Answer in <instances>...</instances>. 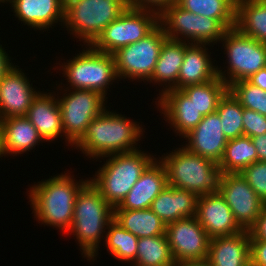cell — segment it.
<instances>
[{
  "label": "cell",
  "mask_w": 266,
  "mask_h": 266,
  "mask_svg": "<svg viewBox=\"0 0 266 266\" xmlns=\"http://www.w3.org/2000/svg\"><path fill=\"white\" fill-rule=\"evenodd\" d=\"M57 173L43 181L35 182L27 190L31 214L41 225L55 227L66 235L71 228L74 204L79 191L90 181L75 179L72 171Z\"/></svg>",
  "instance_id": "cell-1"
},
{
  "label": "cell",
  "mask_w": 266,
  "mask_h": 266,
  "mask_svg": "<svg viewBox=\"0 0 266 266\" xmlns=\"http://www.w3.org/2000/svg\"><path fill=\"white\" fill-rule=\"evenodd\" d=\"M108 108L109 106L90 122L85 135L73 147L92 161L138 150L141 138L144 139L146 128L142 122L140 125V122L131 117L112 112Z\"/></svg>",
  "instance_id": "cell-2"
},
{
  "label": "cell",
  "mask_w": 266,
  "mask_h": 266,
  "mask_svg": "<svg viewBox=\"0 0 266 266\" xmlns=\"http://www.w3.org/2000/svg\"><path fill=\"white\" fill-rule=\"evenodd\" d=\"M114 219V207L89 181L78 193L74 204L72 224L66 235L76 237V244L83 258L89 262L97 260L107 226Z\"/></svg>",
  "instance_id": "cell-3"
},
{
  "label": "cell",
  "mask_w": 266,
  "mask_h": 266,
  "mask_svg": "<svg viewBox=\"0 0 266 266\" xmlns=\"http://www.w3.org/2000/svg\"><path fill=\"white\" fill-rule=\"evenodd\" d=\"M156 158V155L140 148L131 152L103 157L99 160L106 159V161L90 178V182L109 204L113 207L118 206Z\"/></svg>",
  "instance_id": "cell-4"
},
{
  "label": "cell",
  "mask_w": 266,
  "mask_h": 266,
  "mask_svg": "<svg viewBox=\"0 0 266 266\" xmlns=\"http://www.w3.org/2000/svg\"><path fill=\"white\" fill-rule=\"evenodd\" d=\"M84 46L81 52L75 53L64 64L58 62L56 64L59 66L52 67L55 68L54 71H61L67 80L66 88L62 82L58 86L64 89L95 90L108 98L106 95L110 94L107 92L109 85L111 87L114 83L119 84L113 54L95 50L91 45Z\"/></svg>",
  "instance_id": "cell-5"
},
{
  "label": "cell",
  "mask_w": 266,
  "mask_h": 266,
  "mask_svg": "<svg viewBox=\"0 0 266 266\" xmlns=\"http://www.w3.org/2000/svg\"><path fill=\"white\" fill-rule=\"evenodd\" d=\"M179 146L161 157L158 155L166 167L168 185L193 192L197 197L215 193L220 176L219 165Z\"/></svg>",
  "instance_id": "cell-6"
},
{
  "label": "cell",
  "mask_w": 266,
  "mask_h": 266,
  "mask_svg": "<svg viewBox=\"0 0 266 266\" xmlns=\"http://www.w3.org/2000/svg\"><path fill=\"white\" fill-rule=\"evenodd\" d=\"M128 8L125 0H67L63 28L83 45H91Z\"/></svg>",
  "instance_id": "cell-7"
},
{
  "label": "cell",
  "mask_w": 266,
  "mask_h": 266,
  "mask_svg": "<svg viewBox=\"0 0 266 266\" xmlns=\"http://www.w3.org/2000/svg\"><path fill=\"white\" fill-rule=\"evenodd\" d=\"M57 85L56 81L53 89L61 91L57 92L56 97L61 110L65 144L74 147L85 135L90 122L108 107V99L95 90L64 89Z\"/></svg>",
  "instance_id": "cell-8"
},
{
  "label": "cell",
  "mask_w": 266,
  "mask_h": 266,
  "mask_svg": "<svg viewBox=\"0 0 266 266\" xmlns=\"http://www.w3.org/2000/svg\"><path fill=\"white\" fill-rule=\"evenodd\" d=\"M225 50L224 70L217 67V75L227 86L246 80L266 67V44L242 34L236 27L228 29L220 43ZM226 68V69H225Z\"/></svg>",
  "instance_id": "cell-9"
},
{
  "label": "cell",
  "mask_w": 266,
  "mask_h": 266,
  "mask_svg": "<svg viewBox=\"0 0 266 266\" xmlns=\"http://www.w3.org/2000/svg\"><path fill=\"white\" fill-rule=\"evenodd\" d=\"M159 24L170 40L212 46L220 43L227 31L218 20L188 12L176 3L159 16Z\"/></svg>",
  "instance_id": "cell-10"
},
{
  "label": "cell",
  "mask_w": 266,
  "mask_h": 266,
  "mask_svg": "<svg viewBox=\"0 0 266 266\" xmlns=\"http://www.w3.org/2000/svg\"><path fill=\"white\" fill-rule=\"evenodd\" d=\"M168 39L159 24L150 34L138 42L129 44L113 53L116 74L121 81L145 83L155 69L161 47Z\"/></svg>",
  "instance_id": "cell-11"
},
{
  "label": "cell",
  "mask_w": 266,
  "mask_h": 266,
  "mask_svg": "<svg viewBox=\"0 0 266 266\" xmlns=\"http://www.w3.org/2000/svg\"><path fill=\"white\" fill-rule=\"evenodd\" d=\"M158 25V14L128 7L103 29L91 46L100 52L113 54L120 48L146 37Z\"/></svg>",
  "instance_id": "cell-12"
},
{
  "label": "cell",
  "mask_w": 266,
  "mask_h": 266,
  "mask_svg": "<svg viewBox=\"0 0 266 266\" xmlns=\"http://www.w3.org/2000/svg\"><path fill=\"white\" fill-rule=\"evenodd\" d=\"M217 191L243 230H249L254 225L266 205L241 173H220Z\"/></svg>",
  "instance_id": "cell-13"
},
{
  "label": "cell",
  "mask_w": 266,
  "mask_h": 266,
  "mask_svg": "<svg viewBox=\"0 0 266 266\" xmlns=\"http://www.w3.org/2000/svg\"><path fill=\"white\" fill-rule=\"evenodd\" d=\"M166 236L175 263L208 258L211 238L195 216L167 224Z\"/></svg>",
  "instance_id": "cell-14"
},
{
  "label": "cell",
  "mask_w": 266,
  "mask_h": 266,
  "mask_svg": "<svg viewBox=\"0 0 266 266\" xmlns=\"http://www.w3.org/2000/svg\"><path fill=\"white\" fill-rule=\"evenodd\" d=\"M22 70L15 64L0 81V120L26 116L33 99L41 91L30 84L31 79Z\"/></svg>",
  "instance_id": "cell-15"
},
{
  "label": "cell",
  "mask_w": 266,
  "mask_h": 266,
  "mask_svg": "<svg viewBox=\"0 0 266 266\" xmlns=\"http://www.w3.org/2000/svg\"><path fill=\"white\" fill-rule=\"evenodd\" d=\"M183 145L190 153L202 156L217 164L223 158L227 139L222 131L221 120L217 112L208 114L183 137Z\"/></svg>",
  "instance_id": "cell-16"
},
{
  "label": "cell",
  "mask_w": 266,
  "mask_h": 266,
  "mask_svg": "<svg viewBox=\"0 0 266 266\" xmlns=\"http://www.w3.org/2000/svg\"><path fill=\"white\" fill-rule=\"evenodd\" d=\"M155 104L160 115L163 114V119L176 134L175 137L178 135L182 140L204 117L181 89L165 92Z\"/></svg>",
  "instance_id": "cell-17"
},
{
  "label": "cell",
  "mask_w": 266,
  "mask_h": 266,
  "mask_svg": "<svg viewBox=\"0 0 266 266\" xmlns=\"http://www.w3.org/2000/svg\"><path fill=\"white\" fill-rule=\"evenodd\" d=\"M195 217L210 238L234 235L244 231L218 191L197 198Z\"/></svg>",
  "instance_id": "cell-18"
},
{
  "label": "cell",
  "mask_w": 266,
  "mask_h": 266,
  "mask_svg": "<svg viewBox=\"0 0 266 266\" xmlns=\"http://www.w3.org/2000/svg\"><path fill=\"white\" fill-rule=\"evenodd\" d=\"M10 8L14 16L29 28L49 31L56 24L63 28L65 18L64 0H11Z\"/></svg>",
  "instance_id": "cell-19"
},
{
  "label": "cell",
  "mask_w": 266,
  "mask_h": 266,
  "mask_svg": "<svg viewBox=\"0 0 266 266\" xmlns=\"http://www.w3.org/2000/svg\"><path fill=\"white\" fill-rule=\"evenodd\" d=\"M47 91L44 92L43 90L37 94L27 111L26 117L36 127L44 142L53 143L58 138L64 140L65 135L56 92L53 90Z\"/></svg>",
  "instance_id": "cell-20"
},
{
  "label": "cell",
  "mask_w": 266,
  "mask_h": 266,
  "mask_svg": "<svg viewBox=\"0 0 266 266\" xmlns=\"http://www.w3.org/2000/svg\"><path fill=\"white\" fill-rule=\"evenodd\" d=\"M167 185L166 167L157 157L114 209H148L151 207L153 200Z\"/></svg>",
  "instance_id": "cell-21"
},
{
  "label": "cell",
  "mask_w": 266,
  "mask_h": 266,
  "mask_svg": "<svg viewBox=\"0 0 266 266\" xmlns=\"http://www.w3.org/2000/svg\"><path fill=\"white\" fill-rule=\"evenodd\" d=\"M208 46L214 47L208 44L185 42L184 61L180 67L177 89L204 84L218 76V65L217 63L215 65L217 61L210 56L212 52L209 51Z\"/></svg>",
  "instance_id": "cell-22"
},
{
  "label": "cell",
  "mask_w": 266,
  "mask_h": 266,
  "mask_svg": "<svg viewBox=\"0 0 266 266\" xmlns=\"http://www.w3.org/2000/svg\"><path fill=\"white\" fill-rule=\"evenodd\" d=\"M1 146L4 157L28 154L35 146L45 143L36 127L26 116L8 117L0 120Z\"/></svg>",
  "instance_id": "cell-23"
},
{
  "label": "cell",
  "mask_w": 266,
  "mask_h": 266,
  "mask_svg": "<svg viewBox=\"0 0 266 266\" xmlns=\"http://www.w3.org/2000/svg\"><path fill=\"white\" fill-rule=\"evenodd\" d=\"M207 260L211 266H247L250 263L249 231L211 238Z\"/></svg>",
  "instance_id": "cell-24"
},
{
  "label": "cell",
  "mask_w": 266,
  "mask_h": 266,
  "mask_svg": "<svg viewBox=\"0 0 266 266\" xmlns=\"http://www.w3.org/2000/svg\"><path fill=\"white\" fill-rule=\"evenodd\" d=\"M197 198L193 192L167 185L153 200L150 209L167 225L194 217Z\"/></svg>",
  "instance_id": "cell-25"
},
{
  "label": "cell",
  "mask_w": 266,
  "mask_h": 266,
  "mask_svg": "<svg viewBox=\"0 0 266 266\" xmlns=\"http://www.w3.org/2000/svg\"><path fill=\"white\" fill-rule=\"evenodd\" d=\"M185 42L167 39L159 54L155 69L151 78L146 82L149 84L159 85V95L154 100H157L161 95L171 89H177V80L180 67L184 61Z\"/></svg>",
  "instance_id": "cell-26"
},
{
  "label": "cell",
  "mask_w": 266,
  "mask_h": 266,
  "mask_svg": "<svg viewBox=\"0 0 266 266\" xmlns=\"http://www.w3.org/2000/svg\"><path fill=\"white\" fill-rule=\"evenodd\" d=\"M114 219L138 238L166 234V224L150 209H114Z\"/></svg>",
  "instance_id": "cell-27"
},
{
  "label": "cell",
  "mask_w": 266,
  "mask_h": 266,
  "mask_svg": "<svg viewBox=\"0 0 266 266\" xmlns=\"http://www.w3.org/2000/svg\"><path fill=\"white\" fill-rule=\"evenodd\" d=\"M235 27L242 34L266 44V5L261 0H236Z\"/></svg>",
  "instance_id": "cell-28"
},
{
  "label": "cell",
  "mask_w": 266,
  "mask_h": 266,
  "mask_svg": "<svg viewBox=\"0 0 266 266\" xmlns=\"http://www.w3.org/2000/svg\"><path fill=\"white\" fill-rule=\"evenodd\" d=\"M258 161L256 147L248 136L228 140L222 160L220 173H241L246 167Z\"/></svg>",
  "instance_id": "cell-29"
},
{
  "label": "cell",
  "mask_w": 266,
  "mask_h": 266,
  "mask_svg": "<svg viewBox=\"0 0 266 266\" xmlns=\"http://www.w3.org/2000/svg\"><path fill=\"white\" fill-rule=\"evenodd\" d=\"M182 9L214 18L227 30L236 25V0H176Z\"/></svg>",
  "instance_id": "cell-30"
},
{
  "label": "cell",
  "mask_w": 266,
  "mask_h": 266,
  "mask_svg": "<svg viewBox=\"0 0 266 266\" xmlns=\"http://www.w3.org/2000/svg\"><path fill=\"white\" fill-rule=\"evenodd\" d=\"M166 234L139 238L136 260L130 266H174Z\"/></svg>",
  "instance_id": "cell-31"
},
{
  "label": "cell",
  "mask_w": 266,
  "mask_h": 266,
  "mask_svg": "<svg viewBox=\"0 0 266 266\" xmlns=\"http://www.w3.org/2000/svg\"><path fill=\"white\" fill-rule=\"evenodd\" d=\"M139 238L124 229L119 222L113 219L107 226L103 244L107 252L117 261L133 263L136 260L137 244Z\"/></svg>",
  "instance_id": "cell-32"
},
{
  "label": "cell",
  "mask_w": 266,
  "mask_h": 266,
  "mask_svg": "<svg viewBox=\"0 0 266 266\" xmlns=\"http://www.w3.org/2000/svg\"><path fill=\"white\" fill-rule=\"evenodd\" d=\"M194 103L203 116L216 112L220 99L228 91V86L220 78L199 85L181 89Z\"/></svg>",
  "instance_id": "cell-33"
},
{
  "label": "cell",
  "mask_w": 266,
  "mask_h": 266,
  "mask_svg": "<svg viewBox=\"0 0 266 266\" xmlns=\"http://www.w3.org/2000/svg\"><path fill=\"white\" fill-rule=\"evenodd\" d=\"M216 112L227 140L243 136V107L229 90L220 99Z\"/></svg>",
  "instance_id": "cell-34"
},
{
  "label": "cell",
  "mask_w": 266,
  "mask_h": 266,
  "mask_svg": "<svg viewBox=\"0 0 266 266\" xmlns=\"http://www.w3.org/2000/svg\"><path fill=\"white\" fill-rule=\"evenodd\" d=\"M228 90L246 109L254 110L266 116V91L252 85L247 80L234 82L228 86Z\"/></svg>",
  "instance_id": "cell-35"
},
{
  "label": "cell",
  "mask_w": 266,
  "mask_h": 266,
  "mask_svg": "<svg viewBox=\"0 0 266 266\" xmlns=\"http://www.w3.org/2000/svg\"><path fill=\"white\" fill-rule=\"evenodd\" d=\"M241 175L255 193L266 203V161H256L246 167Z\"/></svg>",
  "instance_id": "cell-36"
},
{
  "label": "cell",
  "mask_w": 266,
  "mask_h": 266,
  "mask_svg": "<svg viewBox=\"0 0 266 266\" xmlns=\"http://www.w3.org/2000/svg\"><path fill=\"white\" fill-rule=\"evenodd\" d=\"M243 135L250 138L266 133V116L250 109L243 108Z\"/></svg>",
  "instance_id": "cell-37"
},
{
  "label": "cell",
  "mask_w": 266,
  "mask_h": 266,
  "mask_svg": "<svg viewBox=\"0 0 266 266\" xmlns=\"http://www.w3.org/2000/svg\"><path fill=\"white\" fill-rule=\"evenodd\" d=\"M127 6L135 9L152 11L159 16L176 0H125Z\"/></svg>",
  "instance_id": "cell-38"
},
{
  "label": "cell",
  "mask_w": 266,
  "mask_h": 266,
  "mask_svg": "<svg viewBox=\"0 0 266 266\" xmlns=\"http://www.w3.org/2000/svg\"><path fill=\"white\" fill-rule=\"evenodd\" d=\"M250 264L266 266V241L250 240Z\"/></svg>",
  "instance_id": "cell-39"
},
{
  "label": "cell",
  "mask_w": 266,
  "mask_h": 266,
  "mask_svg": "<svg viewBox=\"0 0 266 266\" xmlns=\"http://www.w3.org/2000/svg\"><path fill=\"white\" fill-rule=\"evenodd\" d=\"M248 231L250 233V240L266 241V205L263 207L254 225Z\"/></svg>",
  "instance_id": "cell-40"
},
{
  "label": "cell",
  "mask_w": 266,
  "mask_h": 266,
  "mask_svg": "<svg viewBox=\"0 0 266 266\" xmlns=\"http://www.w3.org/2000/svg\"><path fill=\"white\" fill-rule=\"evenodd\" d=\"M5 47L0 44V81L5 76V74L13 67L15 63H13L11 60H13L12 57L8 54V51H6ZM12 58V59H11Z\"/></svg>",
  "instance_id": "cell-41"
},
{
  "label": "cell",
  "mask_w": 266,
  "mask_h": 266,
  "mask_svg": "<svg viewBox=\"0 0 266 266\" xmlns=\"http://www.w3.org/2000/svg\"><path fill=\"white\" fill-rule=\"evenodd\" d=\"M258 156V161H266V133L251 138Z\"/></svg>",
  "instance_id": "cell-42"
},
{
  "label": "cell",
  "mask_w": 266,
  "mask_h": 266,
  "mask_svg": "<svg viewBox=\"0 0 266 266\" xmlns=\"http://www.w3.org/2000/svg\"><path fill=\"white\" fill-rule=\"evenodd\" d=\"M249 83L266 91V67L246 79Z\"/></svg>",
  "instance_id": "cell-43"
},
{
  "label": "cell",
  "mask_w": 266,
  "mask_h": 266,
  "mask_svg": "<svg viewBox=\"0 0 266 266\" xmlns=\"http://www.w3.org/2000/svg\"><path fill=\"white\" fill-rule=\"evenodd\" d=\"M174 266H211L207 259L202 260H186L175 263Z\"/></svg>",
  "instance_id": "cell-44"
},
{
  "label": "cell",
  "mask_w": 266,
  "mask_h": 266,
  "mask_svg": "<svg viewBox=\"0 0 266 266\" xmlns=\"http://www.w3.org/2000/svg\"><path fill=\"white\" fill-rule=\"evenodd\" d=\"M3 157L2 146H1V125H0V158Z\"/></svg>",
  "instance_id": "cell-45"
},
{
  "label": "cell",
  "mask_w": 266,
  "mask_h": 266,
  "mask_svg": "<svg viewBox=\"0 0 266 266\" xmlns=\"http://www.w3.org/2000/svg\"><path fill=\"white\" fill-rule=\"evenodd\" d=\"M11 0H0V4L3 3L6 5V3L9 5Z\"/></svg>",
  "instance_id": "cell-46"
}]
</instances>
